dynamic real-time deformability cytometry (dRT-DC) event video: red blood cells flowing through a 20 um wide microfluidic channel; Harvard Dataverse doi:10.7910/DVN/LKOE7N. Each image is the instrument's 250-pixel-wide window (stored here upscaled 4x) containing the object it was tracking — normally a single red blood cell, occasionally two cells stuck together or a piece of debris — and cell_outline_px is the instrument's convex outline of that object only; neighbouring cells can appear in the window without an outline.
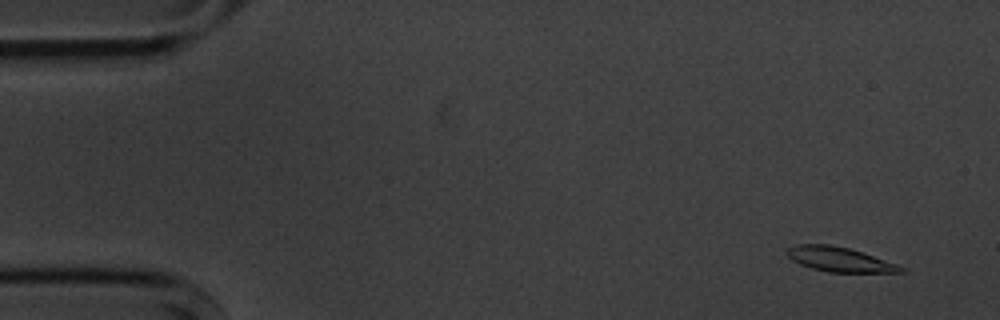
{"species": "common noctule bat (a hibernating species)", "species_latin": "Nyctalus noctula", "temperature_condition": "cold", "stored_images_in_passage": 6, "segment_of_instrument_passage": [2, 2], "camera_frame_rate_fps": 3000, "um_per_image_px": 0.085, "animal": {"sex": "male", "body_mass_g": 20.1, "forearm_length_mm": 53.5}, "frame": {"image": 1, "passage_image": 6, "time_ms": 6.667, "image_size_px": [1000, 320], "cell_outline_px": [[908, 268], [904, 272], [828, 272], [812, 268], [800, 264], [792, 260], [784, 252], [788, 248], [796, 244], [828, 244], [848, 248]], "centroid_in_image_um": [71.32, 22.05], "position_along_channel_um": 13.7, "area_um2": 16.13}}